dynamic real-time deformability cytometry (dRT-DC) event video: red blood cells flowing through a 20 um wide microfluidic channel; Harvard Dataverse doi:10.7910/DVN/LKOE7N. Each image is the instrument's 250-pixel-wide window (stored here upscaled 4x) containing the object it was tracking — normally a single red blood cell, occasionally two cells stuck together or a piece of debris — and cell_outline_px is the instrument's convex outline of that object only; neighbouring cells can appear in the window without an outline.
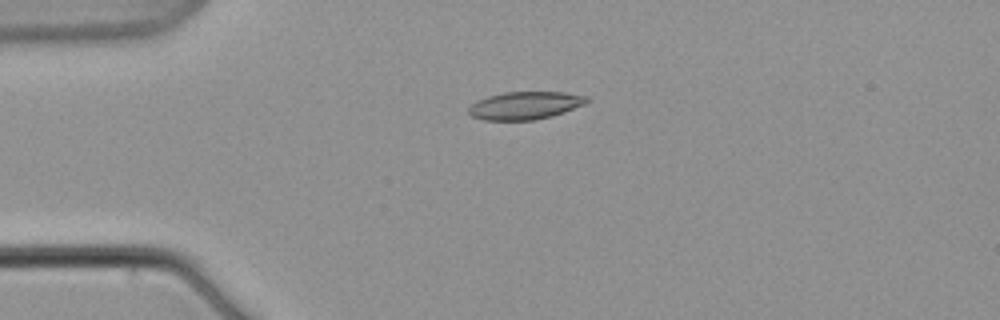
{"species": "common noctule bat (a hibernating species)", "species_latin": "Nyctalus noctula", "temperature_condition": "warm", "stored_images_in_passage": 8, "camera_frame_rate_fps": 3000, "um_per_image_px": 0.085, "animal": {"sex": "male", "body_mass_g": 21.5, "forearm_length_mm": 52.0}, "frame": {"image": 1, "passage_image": 5, "time_ms": 5.333, "image_size_px": [1000, 320], "cell_outline_px": [[592, 100], [584, 104], [564, 112], [552, 116], [532, 120], [484, 120], [472, 116], [468, 112], [468, 108], [476, 100], [488, 96], [504, 92], [564, 92], [592, 96]], "centroid_in_image_um": [44.67, 8.95], "position_along_channel_um": 40.3, "area_um2": 19.31}}
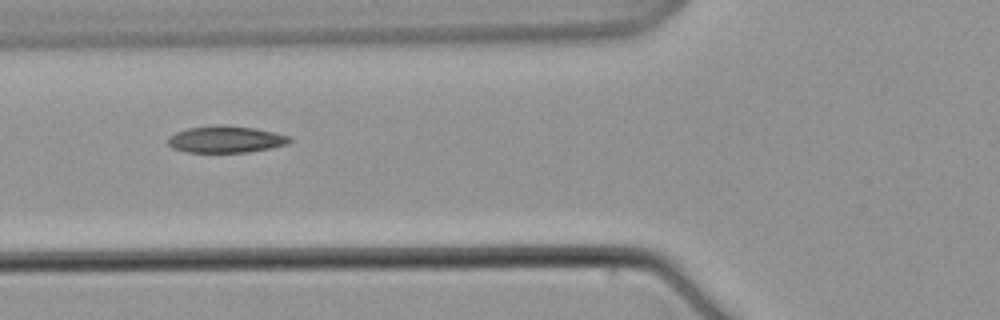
{"frame": {"image": 2, "passage_image": 7, "time_ms": 8.667, "image_size_px": [1000, 320], "cell_outline_px": [[292, 140], [288, 144], [272, 148], [248, 152], [188, 152], [172, 148], [168, 144], [168, 136], [176, 132], [188, 128], [216, 124], [224, 124], [256, 128], [288, 136]], "centroid_in_image_um": [19.18, 11.83], "position_along_channel_um": 106.6, "area_um2": 19.13}}